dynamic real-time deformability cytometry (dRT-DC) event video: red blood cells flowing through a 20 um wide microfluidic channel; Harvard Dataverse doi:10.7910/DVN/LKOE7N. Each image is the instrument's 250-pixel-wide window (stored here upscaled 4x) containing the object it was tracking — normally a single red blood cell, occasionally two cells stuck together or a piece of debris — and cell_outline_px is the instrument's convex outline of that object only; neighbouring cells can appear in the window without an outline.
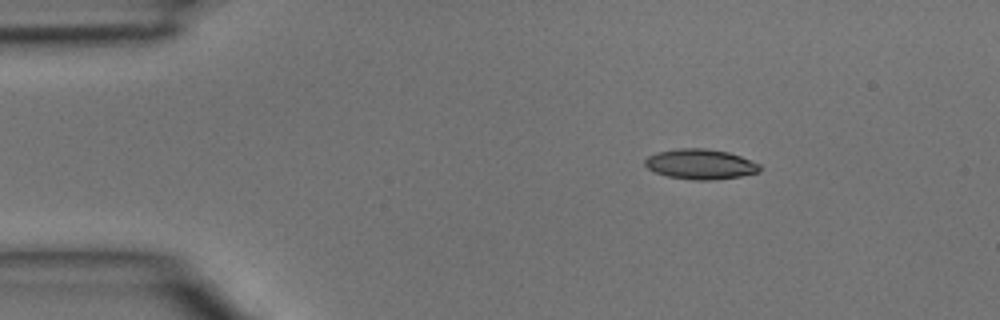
{"species": "common noctule bat (a hibernating species)", "species_latin": "Nyctalus noctula", "temperature_condition": "room temperature", "stored_images_in_passage": 5, "camera_frame_rate_fps": 3000, "um_per_image_px": 0.085, "animal": {"sex": "male", "body_mass_g": 15.6}, "frame": {"image": 1, "passage_image": 2, "time_ms": 0.333, "image_size_px": [1000, 320], "cell_outline_px": [[760, 172], [740, 176], [712, 180], [696, 180], [668, 176], [656, 172], [648, 168], [644, 164], [644, 160], [648, 156], [656, 152], [680, 148], [708, 148], [728, 152], [740, 156], [760, 164]], "centroid_in_image_um": [59.53, 13.94], "position_along_channel_um": 25.5, "area_um2": 20.11}}
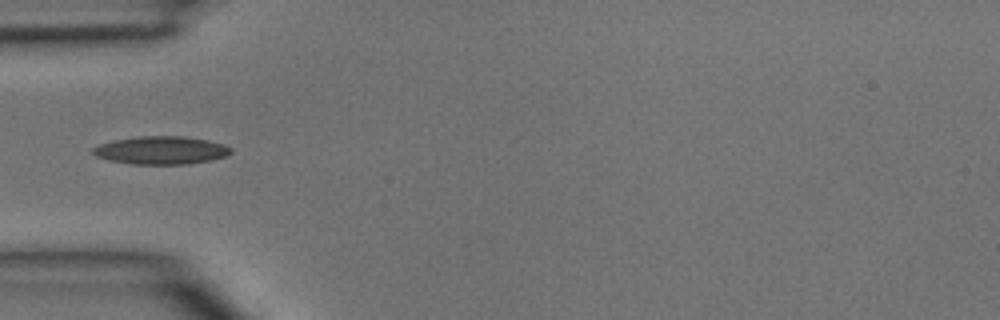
{"frame": {"image": 2, "passage_image": 4, "time_ms": 1.0, "image_size_px": [1000, 320], "cell_outline_px": [[232, 152], [228, 156], [188, 164], [132, 164], [108, 160], [96, 156], [92, 152], [92, 148], [100, 144], [116, 140], [136, 136], [184, 136], [208, 140], [224, 144], [232, 148]], "centroid_in_image_um": [13.71, 12.77], "position_along_channel_um": 71.3, "area_um2": 22.54}}